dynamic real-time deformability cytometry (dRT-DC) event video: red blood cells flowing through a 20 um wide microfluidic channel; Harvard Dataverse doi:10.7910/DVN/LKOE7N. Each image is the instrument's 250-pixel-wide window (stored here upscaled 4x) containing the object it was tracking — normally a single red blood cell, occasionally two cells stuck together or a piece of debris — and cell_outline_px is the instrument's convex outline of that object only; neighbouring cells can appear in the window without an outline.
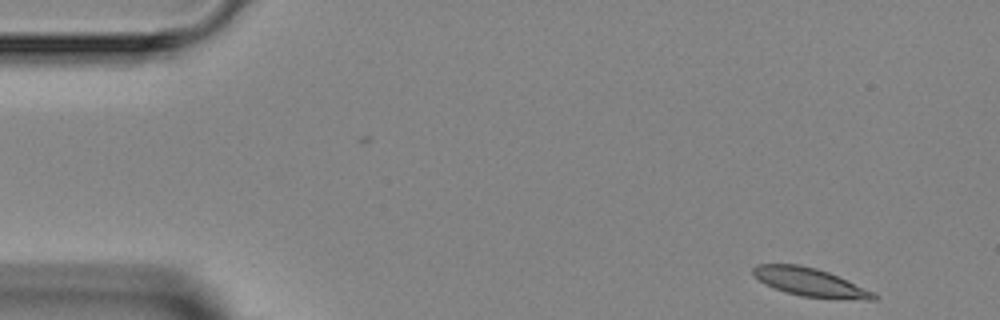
{"species": "Egyptian fruit bat (a non-hibernating species)", "species_latin": "Rousettus aegyptiacus", "temperature_condition": "room temperature", "stored_images_in_passage": 3, "camera_frame_rate_fps": 3000, "um_per_image_px": 0.085, "animal": {"sex": "female"}, "frame": {"image": 1, "passage_image": 1, "time_ms": 0.0, "image_size_px": [1000, 320], "cell_outline_px": [[880, 296], [876, 300], [868, 300], [800, 296], [764, 284], [752, 272], [752, 268], [756, 264], [800, 264], [816, 268], [828, 272], [876, 292]], "centroid_in_image_um": [68.91, 23.98], "position_along_channel_um": 16.1, "area_um2": 19.83}}
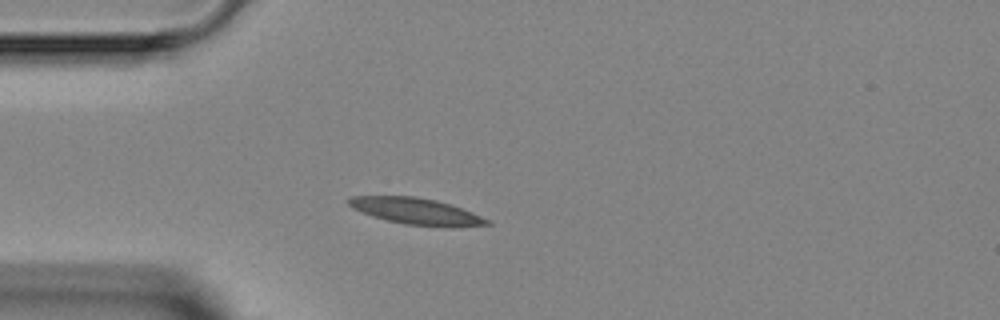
{"frame": {"image": 2, "passage_image": 3, "time_ms": 3.0, "image_size_px": [1000, 320], "cell_outline_px": [[492, 224], [452, 228], [404, 224], [372, 216], [352, 208], [348, 204], [348, 200], [352, 196], [416, 196], [436, 200], [472, 212], [492, 220]], "centroid_in_image_um": [35.43, 17.97], "position_along_channel_um": 49.6, "area_um2": 21.39}}